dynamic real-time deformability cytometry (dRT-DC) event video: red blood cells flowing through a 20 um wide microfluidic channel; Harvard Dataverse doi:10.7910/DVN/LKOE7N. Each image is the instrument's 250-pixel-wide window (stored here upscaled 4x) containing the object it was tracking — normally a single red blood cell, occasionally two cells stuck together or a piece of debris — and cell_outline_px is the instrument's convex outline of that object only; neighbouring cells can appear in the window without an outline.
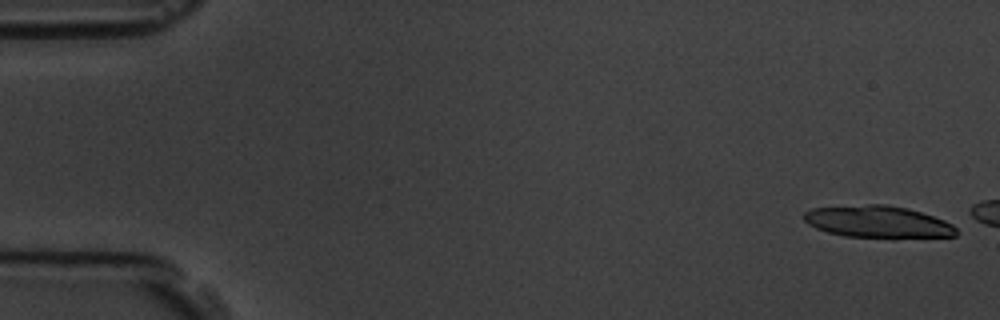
{"species": "common noctule bat (a hibernating species)", "species_latin": "Nyctalus noctula", "temperature_condition": "room temperature", "stored_images_in_passage": 3, "camera_frame_rate_fps": 3000, "um_per_image_px": 0.085, "animal": {"sex": "male", "body_mass_g": 19.5, "forearm_length_mm": 54.6}, "frame": {"image": 1, "passage_image": 1, "time_ms": 0.0, "image_size_px": [1000, 320], "cell_outline_px": [[960, 232], [956, 236], [896, 240], [892, 240], [844, 236], [828, 232], [816, 228], [808, 224], [804, 220], [804, 212], [812, 208], [868, 204], [888, 204], [908, 208], [960, 224]], "centroid_in_image_um": [74.79, 18.9], "position_along_channel_um": 10.2, "area_um2": 30.0}}